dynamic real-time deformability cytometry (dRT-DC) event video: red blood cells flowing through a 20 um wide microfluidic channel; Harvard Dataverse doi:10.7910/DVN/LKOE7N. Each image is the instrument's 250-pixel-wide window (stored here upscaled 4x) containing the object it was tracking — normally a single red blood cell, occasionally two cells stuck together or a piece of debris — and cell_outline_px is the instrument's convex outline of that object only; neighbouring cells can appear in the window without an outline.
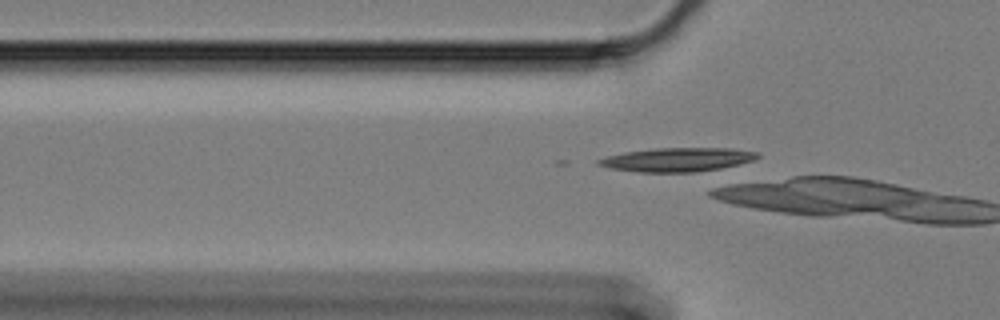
{"species": "Egyptian fruit bat (a non-hibernating species)", "species_latin": "Rousettus aegyptiacus", "temperature_condition": "cold", "stored_images_in_passage": 5, "camera_frame_rate_fps": 3000, "um_per_image_px": 0.085, "animal": {"sex": "female"}, "frame": {"image": 1, "passage_image": 5, "time_ms": 1.333, "image_size_px": [1000, 320], "cell_outline_px": [[760, 156], [756, 160], [732, 168], [712, 172], [640, 172], [608, 168], [596, 164], [596, 160], [608, 156], [624, 152], [656, 148], [732, 148], [760, 152]], "centroid_in_image_um": [57.73, 13.59], "position_along_channel_um": 68.1, "area_um2": 22.95}}